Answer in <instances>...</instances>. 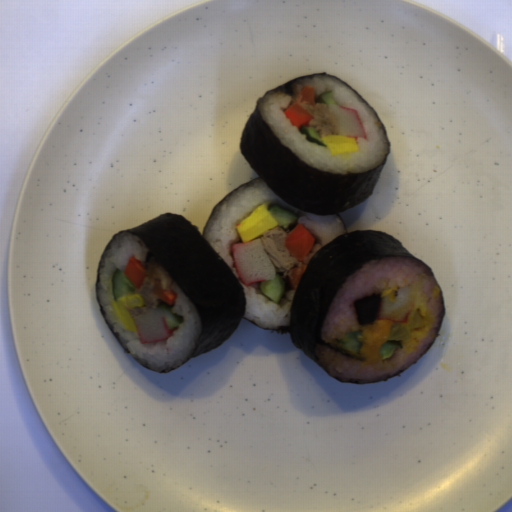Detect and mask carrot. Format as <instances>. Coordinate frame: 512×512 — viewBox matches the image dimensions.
<instances>
[{"instance_id": "07d2c1c8", "label": "carrot", "mask_w": 512, "mask_h": 512, "mask_svg": "<svg viewBox=\"0 0 512 512\" xmlns=\"http://www.w3.org/2000/svg\"><path fill=\"white\" fill-rule=\"evenodd\" d=\"M151 293L157 296V300L165 303L168 306H173L176 300V292L169 289H163L161 282L158 280L155 281Z\"/></svg>"}, {"instance_id": "b8716197", "label": "carrot", "mask_w": 512, "mask_h": 512, "mask_svg": "<svg viewBox=\"0 0 512 512\" xmlns=\"http://www.w3.org/2000/svg\"><path fill=\"white\" fill-rule=\"evenodd\" d=\"M284 245L298 262H303L315 245V238L306 227L298 223L286 234Z\"/></svg>"}, {"instance_id": "79d8ee17", "label": "carrot", "mask_w": 512, "mask_h": 512, "mask_svg": "<svg viewBox=\"0 0 512 512\" xmlns=\"http://www.w3.org/2000/svg\"><path fill=\"white\" fill-rule=\"evenodd\" d=\"M307 266L306 265H297L291 271L287 273L288 284L291 290H297L300 279L304 274Z\"/></svg>"}, {"instance_id": "1c9b5961", "label": "carrot", "mask_w": 512, "mask_h": 512, "mask_svg": "<svg viewBox=\"0 0 512 512\" xmlns=\"http://www.w3.org/2000/svg\"><path fill=\"white\" fill-rule=\"evenodd\" d=\"M284 115L297 130L301 129L302 126H310V121L314 119L312 115L298 103L290 105Z\"/></svg>"}, {"instance_id": "46ec933d", "label": "carrot", "mask_w": 512, "mask_h": 512, "mask_svg": "<svg viewBox=\"0 0 512 512\" xmlns=\"http://www.w3.org/2000/svg\"><path fill=\"white\" fill-rule=\"evenodd\" d=\"M297 102L308 104L313 107L316 106L314 87H312L311 85H304L297 94Z\"/></svg>"}, {"instance_id": "cead05ca", "label": "carrot", "mask_w": 512, "mask_h": 512, "mask_svg": "<svg viewBox=\"0 0 512 512\" xmlns=\"http://www.w3.org/2000/svg\"><path fill=\"white\" fill-rule=\"evenodd\" d=\"M147 270L148 269L141 263V261L136 259L133 255L129 257L123 274L138 289L148 277Z\"/></svg>"}]
</instances>
